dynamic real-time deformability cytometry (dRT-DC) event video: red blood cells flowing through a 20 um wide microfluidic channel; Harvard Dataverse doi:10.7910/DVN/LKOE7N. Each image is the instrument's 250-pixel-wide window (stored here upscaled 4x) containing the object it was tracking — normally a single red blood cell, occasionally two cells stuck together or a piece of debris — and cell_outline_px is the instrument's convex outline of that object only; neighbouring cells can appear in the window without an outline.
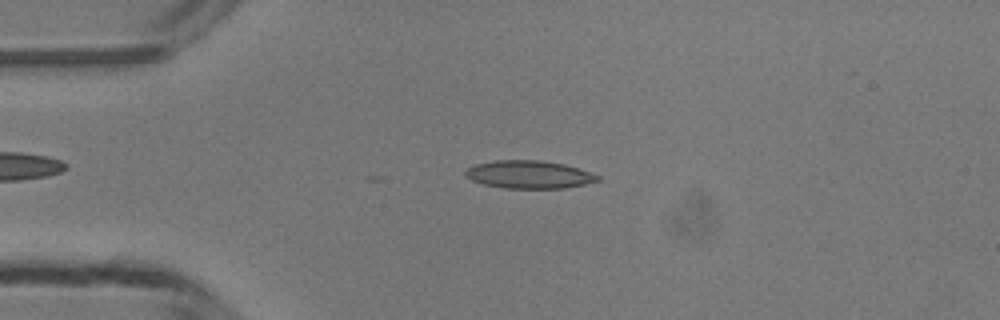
{"species": "common noctule bat (a hibernating species)", "species_latin": "Nyctalus noctula", "temperature_condition": "room temperature", "stored_images_in_passage": 15, "camera_frame_rate_fps": 3000, "um_per_image_px": 0.085, "animal": {"sex": "male", "body_mass_g": 13.3}, "frame": {"image": 1, "passage_image": 11, "time_ms": 3.333, "image_size_px": [1000, 320], "cell_outline_px": [[600, 180], [584, 184], [564, 188], [504, 188], [484, 184], [472, 180], [464, 176], [464, 172], [468, 168], [476, 164], [496, 160], [540, 160], [564, 164], [600, 176]], "centroid_in_image_um": [44.94, 14.83], "position_along_channel_um": 40.1, "area_um2": 21.27}}